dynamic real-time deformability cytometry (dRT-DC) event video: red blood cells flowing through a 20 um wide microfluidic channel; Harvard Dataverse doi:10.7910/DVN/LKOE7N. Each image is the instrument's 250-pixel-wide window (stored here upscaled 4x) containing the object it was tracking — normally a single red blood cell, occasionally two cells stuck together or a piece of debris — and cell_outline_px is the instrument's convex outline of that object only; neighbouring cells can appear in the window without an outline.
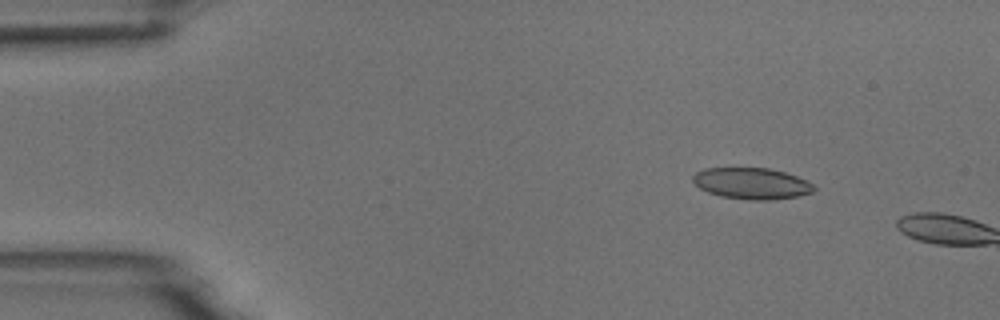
{"species": "common noctule bat (a hibernating species)", "species_latin": "Nyctalus noctula", "temperature_condition": "room temperature", "stored_images_in_passage": 3, "camera_frame_rate_fps": 3000, "um_per_image_px": 0.085, "animal": {"sex": "male", "body_mass_g": 18.8}, "frame": {"image": 1, "passage_image": 2, "time_ms": 1.0, "image_size_px": [1000, 320], "cell_outline_px": [[816, 188], [812, 192], [796, 196], [768, 200], [752, 200], [720, 196], [708, 192], [700, 188], [692, 180], [692, 176], [696, 172], [704, 168], [768, 168], [784, 172], [796, 176], [812, 184]], "centroid_in_image_um": [63.85, 15.59], "position_along_channel_um": 21.1, "area_um2": 21.85}}